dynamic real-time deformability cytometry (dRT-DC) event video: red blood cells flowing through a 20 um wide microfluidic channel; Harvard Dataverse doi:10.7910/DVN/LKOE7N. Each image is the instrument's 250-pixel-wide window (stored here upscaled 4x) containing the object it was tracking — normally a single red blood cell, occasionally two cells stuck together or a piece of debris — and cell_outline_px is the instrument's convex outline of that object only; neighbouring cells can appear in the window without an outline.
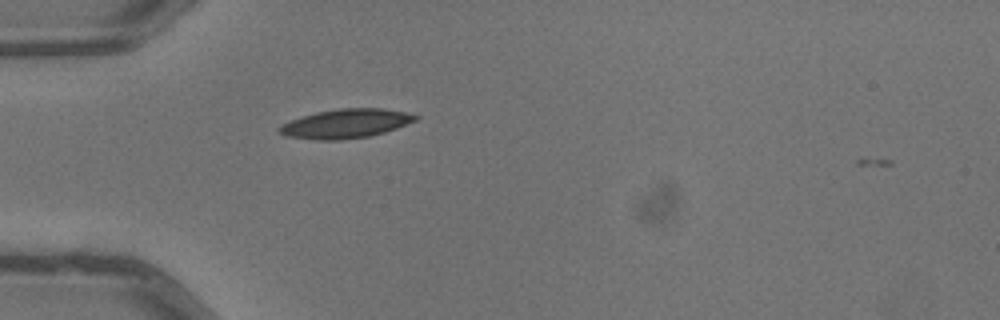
{"species": "common noctule bat (a hibernating species)", "species_latin": "Nyctalus noctula", "temperature_condition": "warm", "stored_images_in_passage": 2, "camera_frame_rate_fps": 3000, "um_per_image_px": 0.085, "animal": {"sex": "male", "body_mass_g": 13.3}, "frame": {"image": 1, "passage_image": 2, "time_ms": 0.333, "image_size_px": [1000, 320], "cell_outline_px": [[420, 116], [416, 120], [396, 128], [384, 132], [368, 136], [340, 140], [316, 140], [288, 136], [276, 132], [276, 128], [292, 120], [316, 112], [340, 108], [380, 108], [404, 112]], "centroid_in_image_um": [29.37, 10.51], "position_along_channel_um": 55.6, "area_um2": 22.83}}